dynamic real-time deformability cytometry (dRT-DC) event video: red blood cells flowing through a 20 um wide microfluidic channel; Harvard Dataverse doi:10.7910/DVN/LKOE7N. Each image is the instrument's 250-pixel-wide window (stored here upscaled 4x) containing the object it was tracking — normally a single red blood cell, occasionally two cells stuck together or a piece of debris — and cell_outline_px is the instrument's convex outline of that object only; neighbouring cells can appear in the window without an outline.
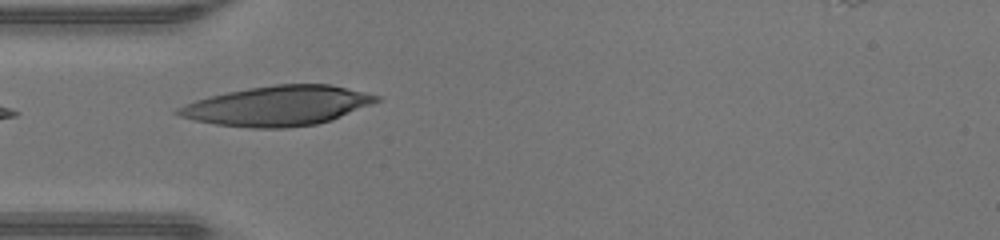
{"species": "human", "species_latin": "Homo sapiens", "temperature_condition": "warm", "stored_images_in_passage": 20, "camera_frame_rate_fps": 3000, "um_per_image_px": 0.085, "donor": {"sex": "male"}, "frame": {"image": 1, "passage_image": 1, "time_ms": 0.0, "image_size_px": [1000, 240], "cell_outline_px": [[380, 100], [372, 104], [332, 120], [316, 124], [288, 128], [252, 128], [216, 124], [192, 120], [180, 116], [172, 112], [176, 108], [184, 104], [196, 100], [228, 92], [248, 88], [276, 84], [332, 84], [380, 96]], "centroid_in_image_um": [23.59, 9.0], "position_along_channel_um": 61.4, "area_um2": 45.95}}
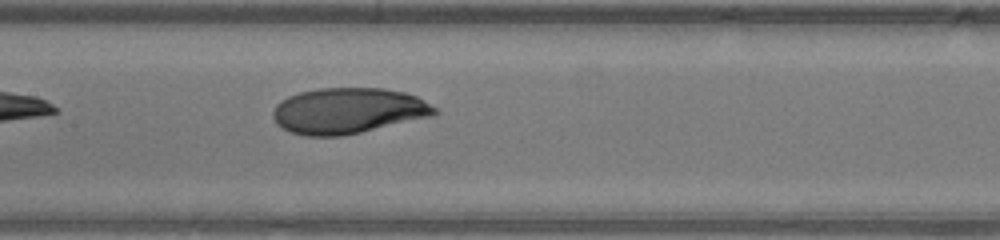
{"frame": {"image": 2, "passage_image": 9, "time_ms": 2.667, "image_size_px": [1000, 240], "cell_outline_px": [[440, 112], [432, 116], [344, 136], [304, 136], [292, 132], [276, 124], [272, 116], [272, 112], [276, 104], [288, 96], [300, 92], [320, 88], [384, 88], [404, 92], [416, 96], [436, 108]], "centroid_in_image_um": [29.58, 9.42], "position_along_channel_um": 177.8, "area_um2": 43.18}}
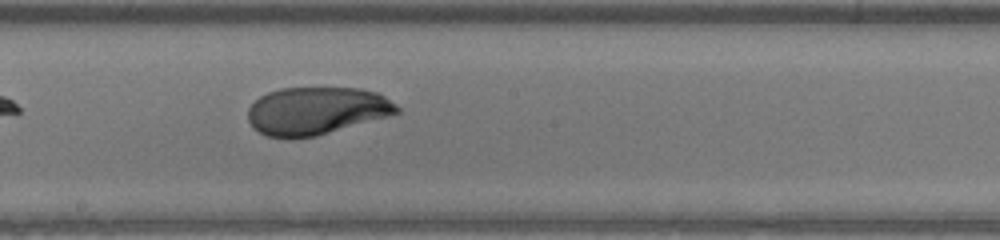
{"frame": {"image": 3, "passage_image": 12, "time_ms": 3.667, "image_size_px": [1000, 240], "cell_outline_px": [[400, 112], [388, 116], [316, 136], [292, 140], [268, 136], [252, 128], [248, 120], [248, 108], [260, 96], [268, 92], [280, 88], [360, 88], [376, 92], [384, 96], [396, 104], [400, 108]], "centroid_in_image_um": [26.87, 9.43], "position_along_channel_um": 221.3, "area_um2": 41.62}}